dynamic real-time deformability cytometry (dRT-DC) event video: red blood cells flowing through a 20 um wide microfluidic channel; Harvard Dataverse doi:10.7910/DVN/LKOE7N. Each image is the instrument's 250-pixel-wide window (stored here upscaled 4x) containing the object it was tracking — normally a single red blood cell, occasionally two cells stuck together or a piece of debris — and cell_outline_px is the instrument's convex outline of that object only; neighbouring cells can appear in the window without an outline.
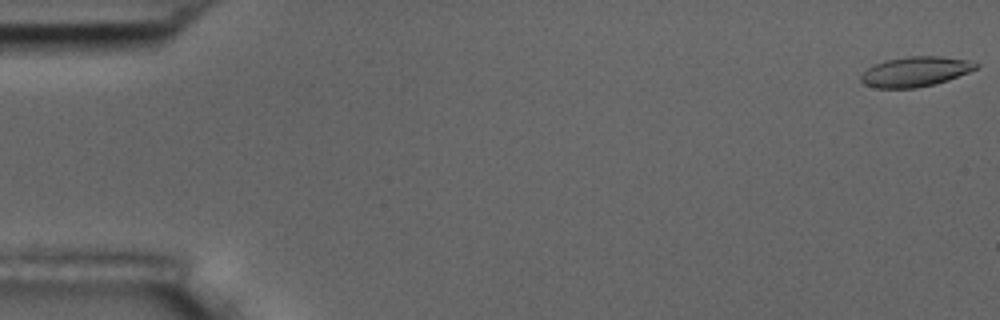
{"species": "common noctule bat (a hibernating species)", "species_latin": "Nyctalus noctula", "temperature_condition": "room temperature", "stored_images_in_passage": 56, "camera_frame_rate_fps": 3000, "um_per_image_px": 0.085, "animal": {"sex": "male", "body_mass_g": 17.5, "forearm_length_mm": 52.3}, "frame": {"image": 1, "passage_image": 1, "time_ms": 0.0, "image_size_px": [1000, 320], "cell_outline_px": [[980, 64], [976, 68], [968, 72], [948, 80], [916, 88], [876, 88], [864, 84], [860, 80], [860, 76], [868, 68], [884, 60], [908, 56], [940, 56], [968, 60]], "centroid_in_image_um": [77.79, 6.08], "position_along_channel_um": 7.2, "area_um2": 19.94}}
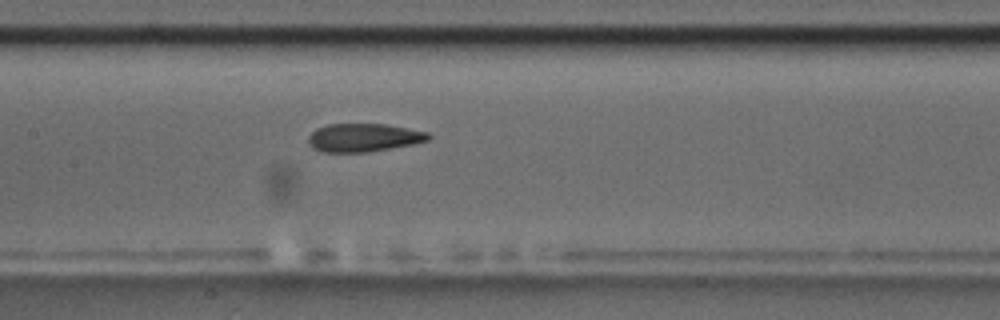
{"frame": {"image": 2, "passage_image": 27, "time_ms": 8.667, "image_size_px": [1000, 320], "cell_outline_px": [[432, 136], [428, 140], [412, 144], [368, 152], [324, 152], [312, 148], [308, 144], [308, 136], [316, 128], [328, 124], [388, 124], [428, 132]], "centroid_in_image_um": [30.89, 11.69], "position_along_channel_um": 176.5, "area_um2": 19.83}}
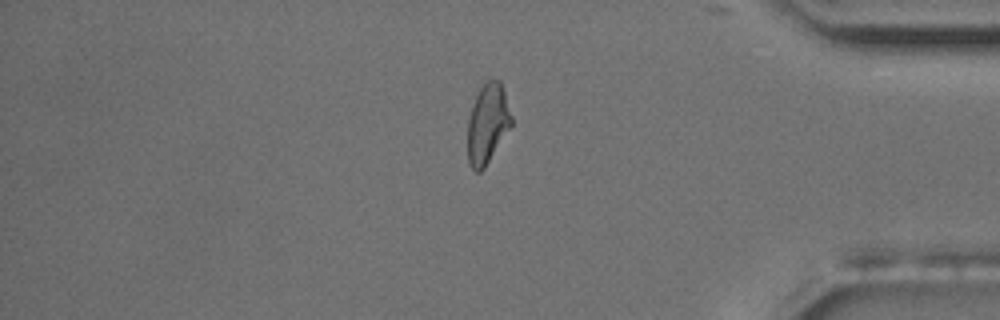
{"frame": {"image": 3, "passage_image": 47, "time_ms": 15.333, "image_size_px": [1000, 320], "cell_outline_px": [[512, 124], [484, 168], [480, 172], [476, 172], [468, 164], [468, 120], [472, 104], [480, 88], [492, 76], [500, 80], [512, 116]], "centroid_in_image_um": [41.43, 10.49], "position_along_channel_um": 393.8, "area_um2": 20.23}, "authors_computed_cell_mechanics": {"area_um2": 20.23, "velocity_mm_per_s": 3.6578, "shape_relaxation_time_tau1_ms": 4.8649, "shape_relaxation_time_tau2_ms": 2.267, "deformation_change_tau1": 0.1584, "deformation_change_tau2": 0.101}}